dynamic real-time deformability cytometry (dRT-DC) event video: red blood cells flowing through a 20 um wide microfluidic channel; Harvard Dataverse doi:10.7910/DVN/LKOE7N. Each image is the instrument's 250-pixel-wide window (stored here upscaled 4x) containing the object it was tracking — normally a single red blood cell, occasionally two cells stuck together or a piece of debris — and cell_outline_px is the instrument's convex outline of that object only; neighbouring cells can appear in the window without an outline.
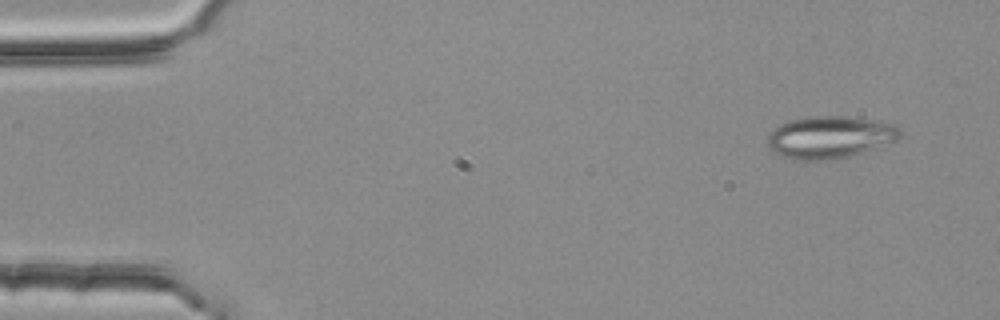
{"species": "common noctule bat (a hibernating species)", "species_latin": "Nyctalus noctula", "temperature_condition": "room temperature", "stored_images_in_passage": 4, "camera_frame_rate_fps": 3000, "um_per_image_px": 0.085, "animal": {"sex": "female", "body_mass_g": 25.1}, "frame": {"image": 1, "passage_image": 4, "time_ms": 1.0, "image_size_px": [1000, 320], "cell_outline_px": [[900, 136], [896, 140], [848, 156], [820, 160], [796, 160], [780, 156], [768, 144], [768, 136], [780, 124], [792, 120], [808, 116], [844, 116], [872, 120], [896, 124], [900, 128]], "centroid_in_image_um": [70.53, 11.64], "position_along_channel_um": 14.5, "area_um2": 31.96}}